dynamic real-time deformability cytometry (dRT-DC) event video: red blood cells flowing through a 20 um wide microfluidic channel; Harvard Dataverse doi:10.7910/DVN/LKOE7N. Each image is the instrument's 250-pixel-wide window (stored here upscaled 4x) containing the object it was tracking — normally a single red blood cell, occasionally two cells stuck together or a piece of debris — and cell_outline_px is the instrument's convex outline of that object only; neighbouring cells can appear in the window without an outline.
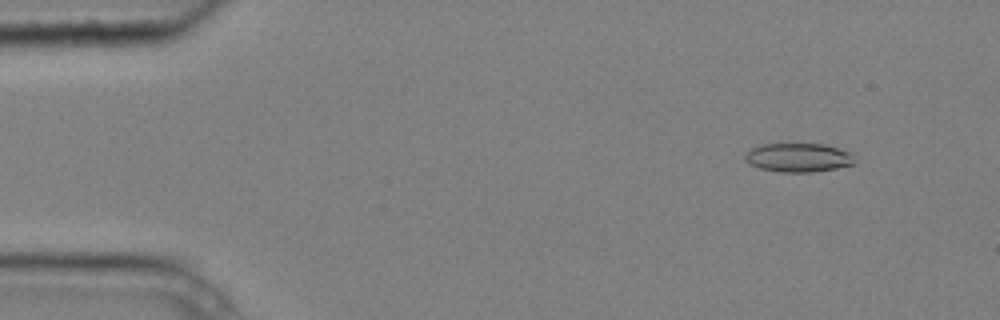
{"species": "common noctule bat (a hibernating species)", "species_latin": "Nyctalus noctula", "temperature_condition": "cold", "stored_images_in_passage": 5, "camera_frame_rate_fps": 3000, "um_per_image_px": 0.085, "animal": {"sex": "male", "body_mass_g": 20.4}, "frame": {"image": 1, "passage_image": 1, "time_ms": 0.0, "image_size_px": [1000, 320], "cell_outline_px": [[856, 160], [852, 164], [836, 168], [812, 172], [780, 172], [760, 168], [748, 164], [744, 160], [744, 152], [752, 148], [764, 144], [824, 144], [848, 152]], "centroid_in_image_um": [67.79, 13.4], "position_along_channel_um": 17.2, "area_um2": 18.32}}
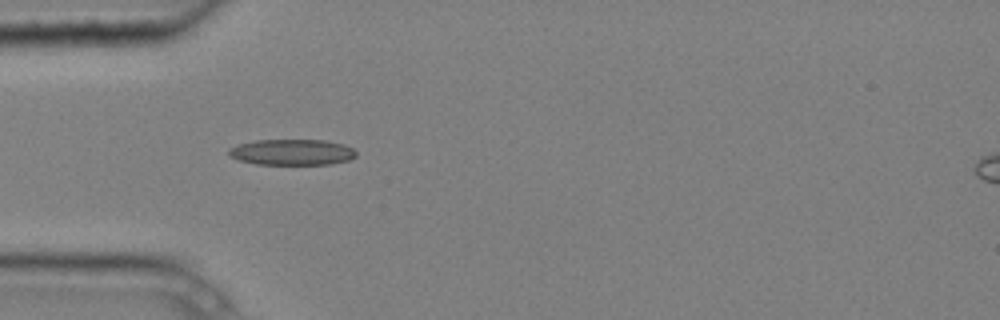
{"frame": {"image": 2, "passage_image": 4, "time_ms": 1.0, "image_size_px": [1000, 320], "cell_outline_px": [[356, 156], [348, 160], [332, 164], [256, 164], [240, 160], [228, 156], [228, 148], [236, 144], [256, 140], [324, 140], [344, 144], [352, 148], [356, 152]], "centroid_in_image_um": [24.79, 12.93], "position_along_channel_um": 60.2, "area_um2": 19.31}}
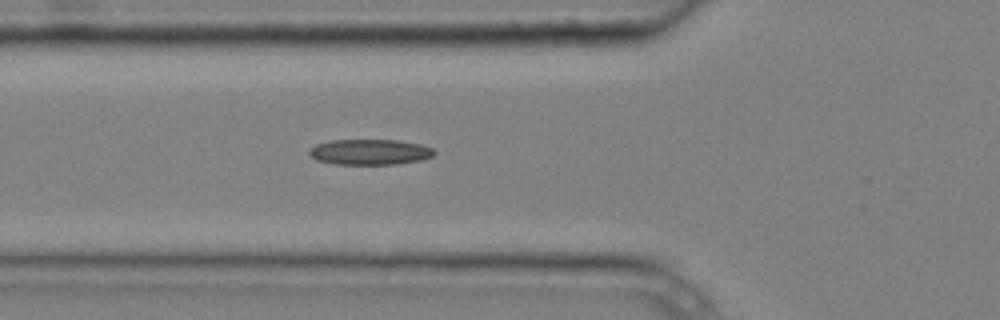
{"frame": {"image": 3, "passage_image": 5, "time_ms": 1.333, "image_size_px": [1000, 320], "cell_outline_px": [[436, 152], [432, 156], [420, 160], [396, 164], [332, 164], [316, 160], [308, 152], [308, 148], [316, 144], [332, 140], [400, 140], [420, 144], [432, 148]], "centroid_in_image_um": [31.41, 12.92], "position_along_channel_um": 94.4, "area_um2": 18.67}}